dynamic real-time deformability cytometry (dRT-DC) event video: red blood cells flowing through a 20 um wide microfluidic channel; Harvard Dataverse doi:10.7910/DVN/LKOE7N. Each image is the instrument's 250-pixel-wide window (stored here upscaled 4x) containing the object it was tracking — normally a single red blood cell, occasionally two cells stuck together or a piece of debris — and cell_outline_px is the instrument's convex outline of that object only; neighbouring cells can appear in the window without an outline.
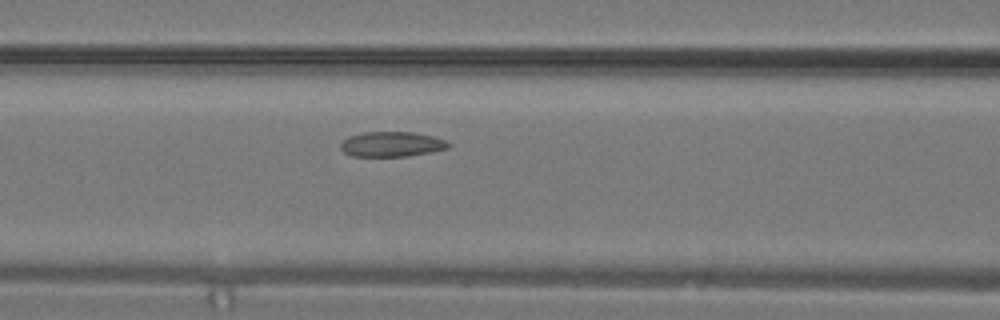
{"species": "common noctule bat (a hibernating species)", "species_latin": "Nyctalus noctula", "temperature_condition": "warm", "stored_images_in_passage": 9, "camera_frame_rate_fps": 3000, "um_per_image_px": 0.085, "animal": {"sex": "male", "body_mass_g": 19.2, "forearm_length_mm": 51.8}, "frame": {"image": 1, "passage_image": 8, "time_ms": 2.333, "image_size_px": [1000, 320], "cell_outline_px": [[452, 144], [448, 148], [408, 156], [352, 156], [344, 152], [340, 148], [340, 144], [348, 136], [364, 132], [412, 132], [432, 136], [448, 140]], "centroid_in_image_um": [33.3, 12.25], "position_along_channel_um": 133.3, "area_um2": 15.72}}